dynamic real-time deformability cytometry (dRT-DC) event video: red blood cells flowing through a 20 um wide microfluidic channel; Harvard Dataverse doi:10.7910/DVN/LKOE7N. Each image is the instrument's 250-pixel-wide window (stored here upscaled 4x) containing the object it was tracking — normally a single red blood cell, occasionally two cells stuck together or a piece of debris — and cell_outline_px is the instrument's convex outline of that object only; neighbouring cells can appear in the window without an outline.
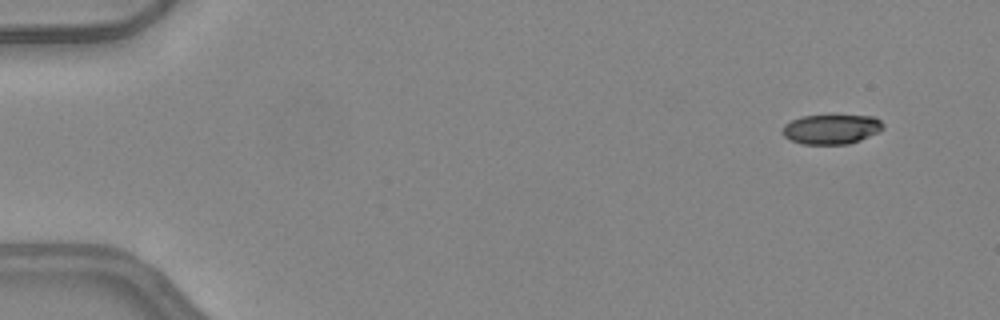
{"species": "common noctule bat (a hibernating species)", "species_latin": "Nyctalus noctula", "temperature_condition": "warm", "stored_images_in_passage": 47, "camera_frame_rate_fps": 3000, "um_per_image_px": 0.085, "animal": {"sex": "female", "body_mass_g": 24.6, "forearm_length_mm": 56.2}, "frame": {"image": 1, "passage_image": 1, "time_ms": 0.0, "image_size_px": [1000, 320], "cell_outline_px": [[884, 128], [860, 140], [848, 144], [804, 144], [792, 140], [784, 136], [784, 124], [800, 116], [832, 112], [876, 116], [884, 124]], "centroid_in_image_um": [70.71, 10.9], "position_along_channel_um": 14.3, "area_um2": 18.21}}
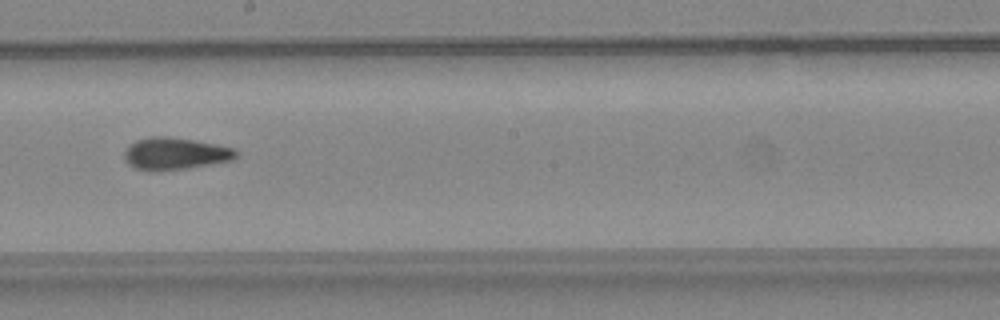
{"frame": {"image": 2, "passage_image": 26, "time_ms": 8.333, "image_size_px": [1000, 320], "cell_outline_px": [[240, 152], [232, 160], [184, 168], [152, 172], [136, 168], [128, 164], [124, 160], [124, 152], [136, 140], [152, 136], [164, 136], [192, 140], [216, 144], [236, 148]], "centroid_in_image_um": [14.89, 13.06], "position_along_channel_um": 233.3, "area_um2": 20.75}}
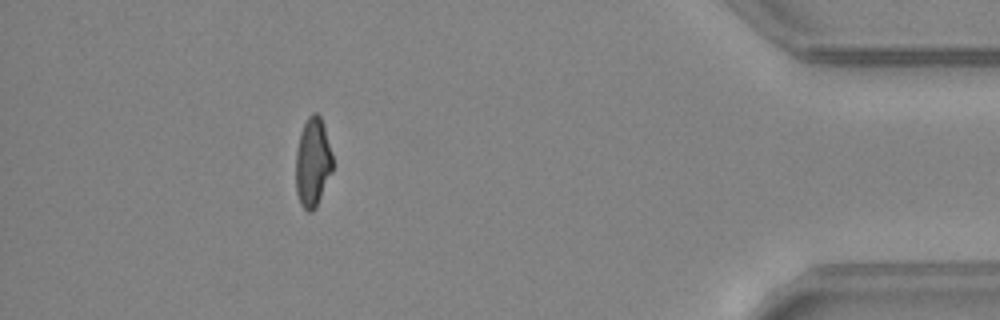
{"frame": {"image": 3, "passage_image": 42, "time_ms": 13.667, "image_size_px": [1000, 320], "cell_outline_px": [[332, 172], [316, 208], [312, 212], [308, 212], [300, 204], [296, 192], [296, 152], [300, 132], [308, 116], [312, 112], [316, 112], [320, 116], [332, 152]], "centroid_in_image_um": [26.57, 13.82], "position_along_channel_um": 408.6, "area_um2": 19.19}, "authors_computed_cell_mechanics": {"area_um2": 19.8254, "velocity_mm_per_s": 4.2272, "shape_relaxation_time_tau1_ms": null, "shape_relaxation_time_tau2_ms": 1.9144, "deformation_change_tau1": null, "deformation_change_tau2": 0.0922}}